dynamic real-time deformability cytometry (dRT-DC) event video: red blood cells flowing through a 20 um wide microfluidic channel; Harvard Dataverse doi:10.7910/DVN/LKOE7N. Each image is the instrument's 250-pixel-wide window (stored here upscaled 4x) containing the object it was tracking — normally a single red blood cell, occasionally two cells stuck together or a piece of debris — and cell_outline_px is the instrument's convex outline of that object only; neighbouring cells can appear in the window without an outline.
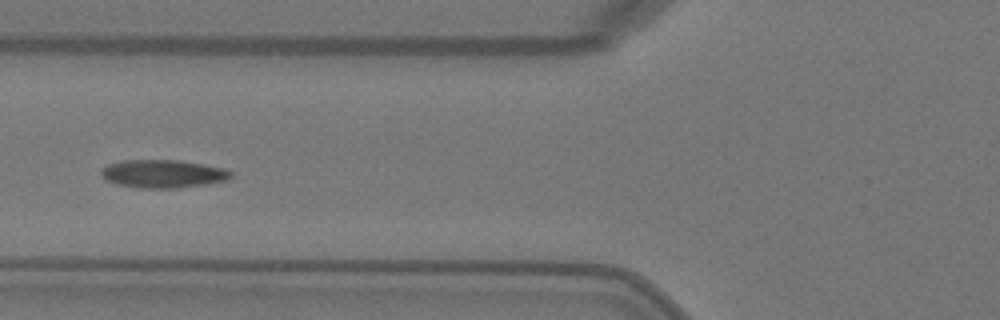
{"species": "Egyptian fruit bat (a non-hibernating species)", "species_latin": "Rousettus aegyptiacus", "temperature_condition": "warm", "stored_images_in_passage": 6, "camera_frame_rate_fps": 3000, "um_per_image_px": 0.085, "animal": {"sex": "female"}, "frame": {"image": 1, "passage_image": 5, "time_ms": 1.333, "image_size_px": [1000, 320], "cell_outline_px": [[232, 176], [224, 180], [204, 184], [176, 188], [140, 188], [116, 184], [104, 180], [100, 176], [100, 168], [108, 164], [124, 160], [180, 160], [224, 168], [232, 172]], "centroid_in_image_um": [13.77, 14.77], "position_along_channel_um": 112.0, "area_um2": 21.27}}
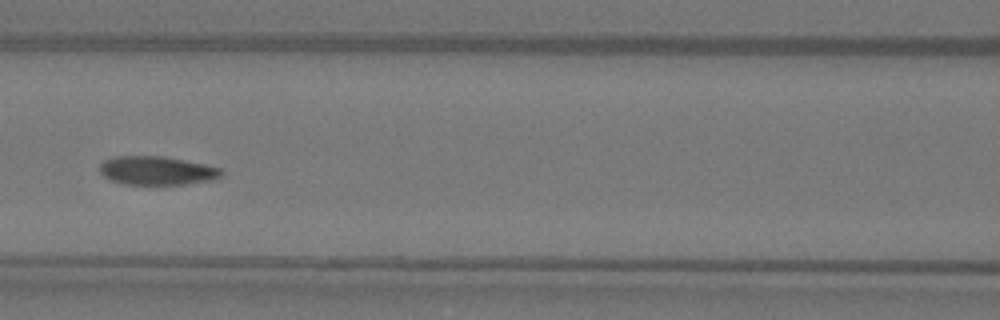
{"frame": {"image": 2, "passage_image": 6, "time_ms": 1.667, "image_size_px": [1000, 320], "cell_outline_px": [[224, 176], [212, 180], [184, 184], [124, 184], [108, 180], [100, 172], [100, 164], [104, 160], [112, 156], [164, 156], [224, 168]], "centroid_in_image_um": [13.36, 14.5], "position_along_channel_um": 153.2, "area_um2": 20.58}}